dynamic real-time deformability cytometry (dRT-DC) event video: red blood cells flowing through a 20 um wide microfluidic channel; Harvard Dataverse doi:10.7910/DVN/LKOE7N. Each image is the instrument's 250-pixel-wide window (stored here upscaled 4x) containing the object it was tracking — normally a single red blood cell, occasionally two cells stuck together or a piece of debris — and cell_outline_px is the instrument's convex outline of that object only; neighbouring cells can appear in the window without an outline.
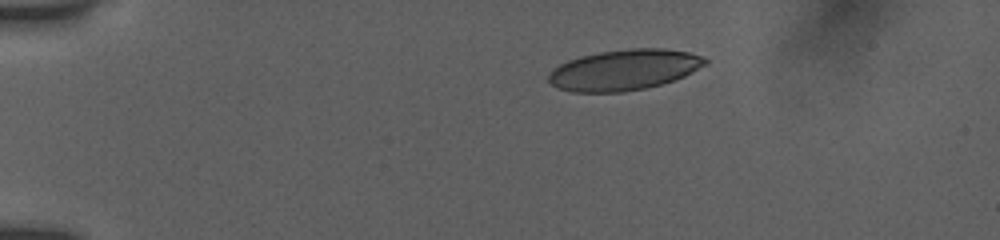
{"species": "human", "species_latin": "Homo sapiens", "temperature_condition": "room temperature", "stored_images_in_passage": 14, "camera_frame_rate_fps": 3000, "um_per_image_px": 0.085, "donor": {"sex": "female"}, "frame": {"image": 1, "passage_image": 1, "time_ms": 0.0, "image_size_px": [1000, 240], "cell_outline_px": [[708, 64], [684, 76], [660, 84], [644, 88], [624, 92], [572, 92], [556, 88], [548, 80], [548, 76], [552, 68], [568, 60], [580, 56], [600, 52], [632, 48], [664, 48], [688, 52], [700, 56], [708, 60]], "centroid_in_image_um": [53.03, 5.94], "position_along_channel_um": 32.0, "area_um2": 37.11}}
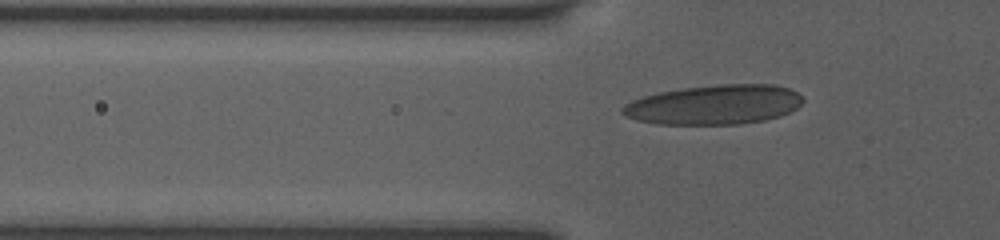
{"frame": {"image": 2, "passage_image": 10, "time_ms": 2.667, "image_size_px": [1000, 240], "cell_outline_px": [[804, 100], [796, 108], [780, 116], [764, 120], [740, 124], [656, 124], [636, 120], [624, 116], [620, 112], [620, 108], [624, 104], [632, 100], [644, 96], [660, 92], [684, 88], [720, 84], [776, 84], [788, 88], [796, 92]], "centroid_in_image_um": [60.68, 8.9], "position_along_channel_um": 65.1, "area_um2": 41.67}}
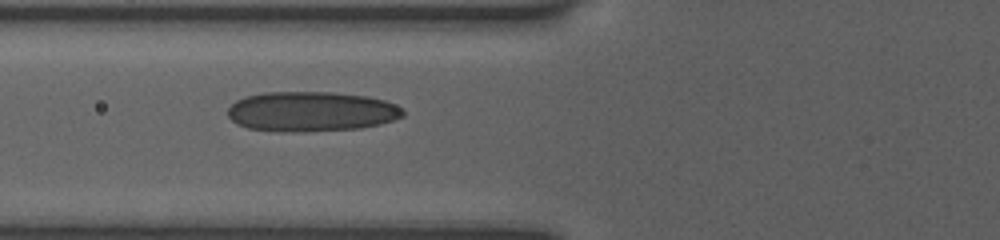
{"frame": {"image": 3, "passage_image": 13, "time_ms": 3.667, "image_size_px": [1000, 240], "cell_outline_px": [[404, 116], [380, 124], [360, 128], [304, 132], [280, 132], [248, 128], [236, 124], [228, 116], [228, 108], [236, 100], [244, 96], [264, 92], [332, 92], [368, 96], [384, 100], [404, 108]], "centroid_in_image_um": [26.44, 9.48], "position_along_channel_um": 99.4, "area_um2": 41.15}}